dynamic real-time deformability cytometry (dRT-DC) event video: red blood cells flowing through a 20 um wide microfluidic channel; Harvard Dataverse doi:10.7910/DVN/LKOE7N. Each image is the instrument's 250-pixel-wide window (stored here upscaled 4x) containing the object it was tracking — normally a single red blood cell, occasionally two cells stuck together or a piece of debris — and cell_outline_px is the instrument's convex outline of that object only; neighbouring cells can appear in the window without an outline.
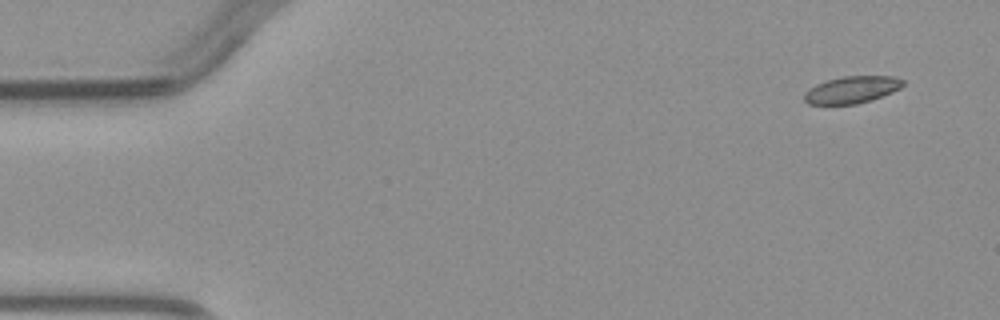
{"species": "common noctule bat (a hibernating species)", "species_latin": "Nyctalus noctula", "temperature_condition": "warm", "stored_images_in_passage": 4, "camera_frame_rate_fps": 3000, "um_per_image_px": 0.085, "animal": {"sex": "male", "body_mass_g": 23.1, "forearm_length_mm": 52.7}, "frame": {"image": 1, "passage_image": 1, "time_ms": 0.0, "image_size_px": [1000, 320], "cell_outline_px": [[904, 84], [900, 88], [892, 92], [872, 100], [856, 104], [808, 104], [804, 100], [804, 92], [808, 88], [816, 84], [828, 80], [844, 76], [896, 76], [904, 80]], "centroid_in_image_um": [72.41, 7.62], "position_along_channel_um": 12.6, "area_um2": 15.61}}
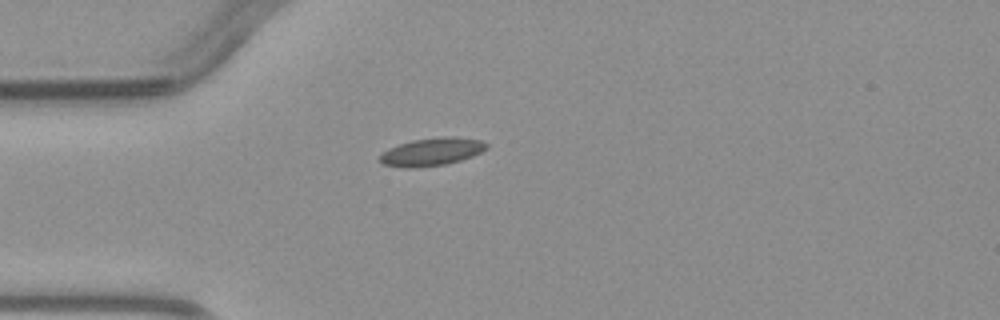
{"frame": {"image": 2, "passage_image": 4, "time_ms": 3.333, "image_size_px": [1000, 320], "cell_outline_px": [[488, 148], [472, 156], [460, 160], [444, 164], [412, 168], [404, 168], [384, 164], [380, 160], [380, 156], [388, 148], [412, 140], [448, 136], [452, 136], [480, 140], [488, 144]], "centroid_in_image_um": [36.71, 12.9], "position_along_channel_um": 48.3, "area_um2": 17.05}}